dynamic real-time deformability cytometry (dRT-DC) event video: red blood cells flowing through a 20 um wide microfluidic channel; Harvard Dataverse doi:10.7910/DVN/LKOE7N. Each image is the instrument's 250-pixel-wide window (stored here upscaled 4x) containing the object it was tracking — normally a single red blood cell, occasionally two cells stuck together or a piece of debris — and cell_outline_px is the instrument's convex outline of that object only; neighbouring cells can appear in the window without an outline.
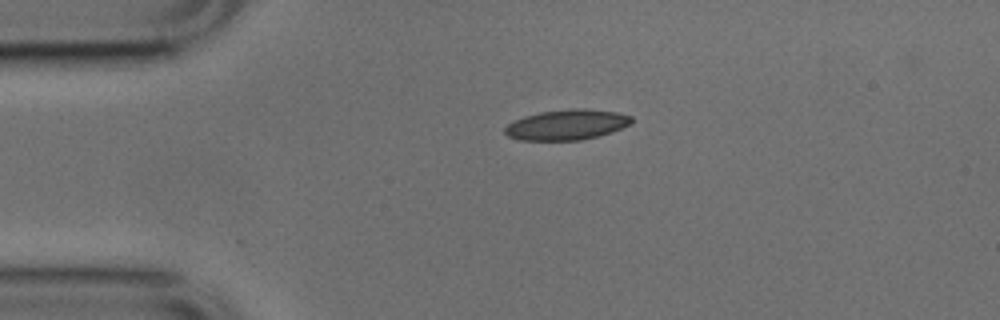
{"species": "common noctule bat (a hibernating species)", "species_latin": "Nyctalus noctula", "temperature_condition": "cold", "stored_images_in_passage": 42, "camera_frame_rate_fps": 3000, "um_per_image_px": 0.085, "animal": {"sex": "male", "body_mass_g": 17.9, "forearm_length_mm": 54.2}, "frame": {"image": 1, "passage_image": 1, "time_ms": 0.0, "image_size_px": [1000, 320], "cell_outline_px": [[632, 120], [628, 124], [612, 132], [600, 136], [580, 140], [520, 140], [508, 136], [504, 132], [504, 128], [508, 124], [524, 116], [540, 112], [576, 108], [584, 108], [616, 112], [632, 116]], "centroid_in_image_um": [48.17, 10.6], "position_along_channel_um": 36.8, "area_um2": 22.25}}
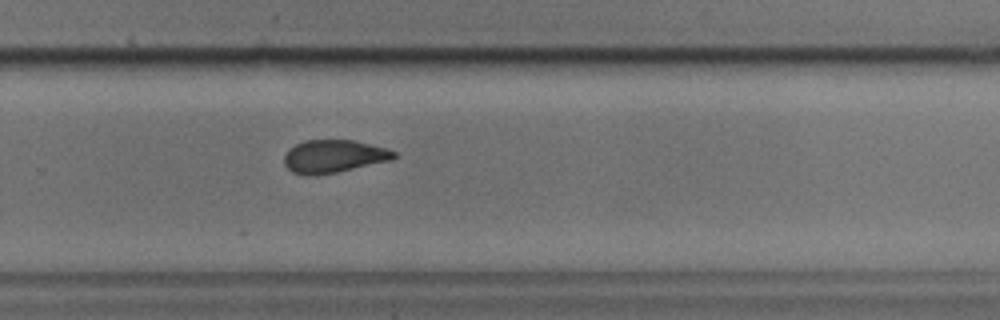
{"frame": {"image": 2, "passage_image": 24, "time_ms": 7.667, "image_size_px": [1000, 320], "cell_outline_px": [[396, 156], [392, 160], [336, 172], [316, 176], [308, 176], [292, 172], [284, 164], [284, 156], [288, 148], [304, 140], [352, 140], [384, 148], [396, 152]], "centroid_in_image_um": [28.31, 13.3], "position_along_channel_um": 301.5, "area_um2": 20.98}}
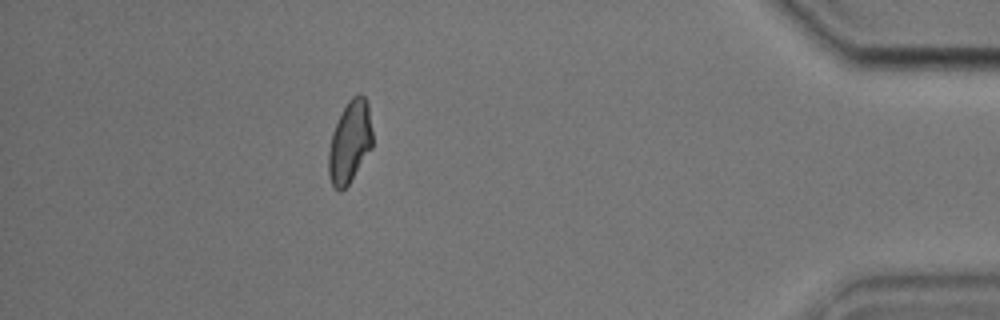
{"frame": {"image": 3, "passage_image": 36, "time_ms": 11.667, "image_size_px": [1000, 320], "cell_outline_px": [[372, 148], [348, 184], [340, 192], [332, 184], [328, 172], [328, 152], [332, 132], [348, 100], [352, 96], [360, 92], [364, 96], [368, 104], [372, 132]], "centroid_in_image_um": [29.74, 12.04], "position_along_channel_um": 405.5, "area_um2": 20.87}, "authors_computed_cell_mechanics": {"area_um2": 21.7617, "velocity_mm_per_s": 3.8386, "shape_relaxation_time_tau1_ms": 7.4561, "shape_relaxation_time_tau2_ms": 3.1949, "deformation_change_tau1": 0.1315, "deformation_change_tau2": 0.0808}}